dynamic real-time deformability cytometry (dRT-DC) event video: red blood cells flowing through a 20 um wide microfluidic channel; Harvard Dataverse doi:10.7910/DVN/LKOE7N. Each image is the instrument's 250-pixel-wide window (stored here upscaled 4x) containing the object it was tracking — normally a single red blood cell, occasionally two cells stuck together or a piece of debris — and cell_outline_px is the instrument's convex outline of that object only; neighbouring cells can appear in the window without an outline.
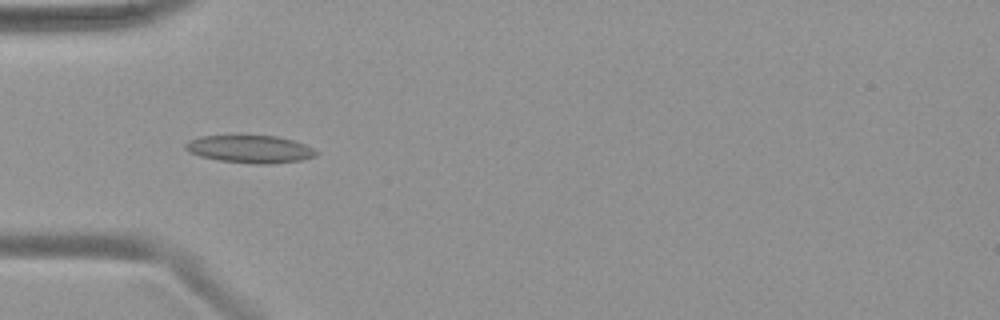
{"species": "common noctule bat (a hibernating species)", "species_latin": "Nyctalus noctula", "temperature_condition": "warm", "stored_images_in_passage": 43, "camera_frame_rate_fps": 3000, "um_per_image_px": 0.085, "animal": {"sex": "female", "body_mass_g": 19.9}, "frame": {"image": 1, "passage_image": 13, "time_ms": 4.0, "image_size_px": [1000, 320], "cell_outline_px": [[320, 152], [316, 156], [300, 160], [268, 164], [256, 164], [220, 160], [200, 156], [188, 152], [184, 148], [184, 144], [188, 140], [200, 136], [276, 136], [292, 140], [304, 144]], "centroid_in_image_um": [21.23, 12.67], "position_along_channel_um": 63.8, "area_um2": 20.92}}
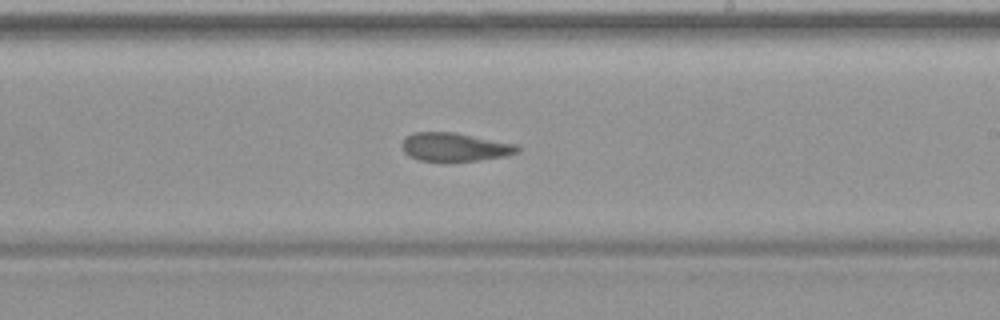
{"frame": {"image": 2, "passage_image": 27, "time_ms": 8.667, "image_size_px": [1000, 320], "cell_outline_px": [[520, 152], [504, 156], [480, 160], [444, 164], [420, 160], [404, 152], [400, 144], [404, 136], [416, 132], [456, 132], [520, 144]], "centroid_in_image_um": [38.67, 12.52], "position_along_channel_um": 250.3, "area_um2": 20.11}}
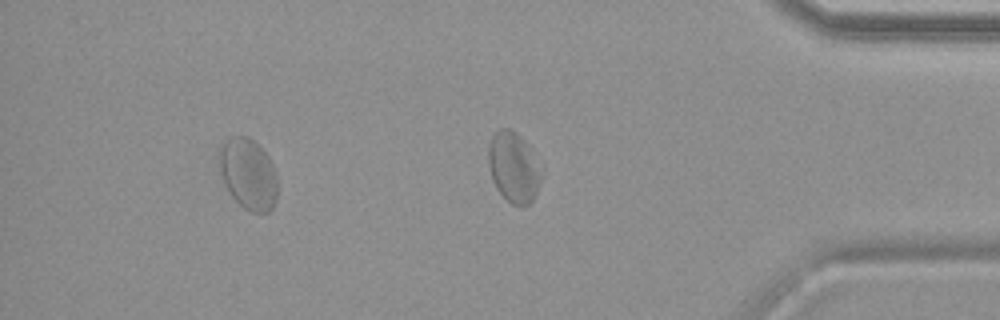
{"frame": {"image": 3, "passage_image": 39, "time_ms": 12.667, "image_size_px": [1000, 320], "cell_outline_px": [[276, 200], [272, 208], [268, 212], [252, 212], [244, 208], [232, 196], [224, 184], [220, 172], [220, 152], [224, 144], [232, 136], [248, 136], [268, 156], [276, 172]], "centroid_in_image_um": [21.11, 14.81], "position_along_channel_um": 414.1, "area_um2": 23.58}}